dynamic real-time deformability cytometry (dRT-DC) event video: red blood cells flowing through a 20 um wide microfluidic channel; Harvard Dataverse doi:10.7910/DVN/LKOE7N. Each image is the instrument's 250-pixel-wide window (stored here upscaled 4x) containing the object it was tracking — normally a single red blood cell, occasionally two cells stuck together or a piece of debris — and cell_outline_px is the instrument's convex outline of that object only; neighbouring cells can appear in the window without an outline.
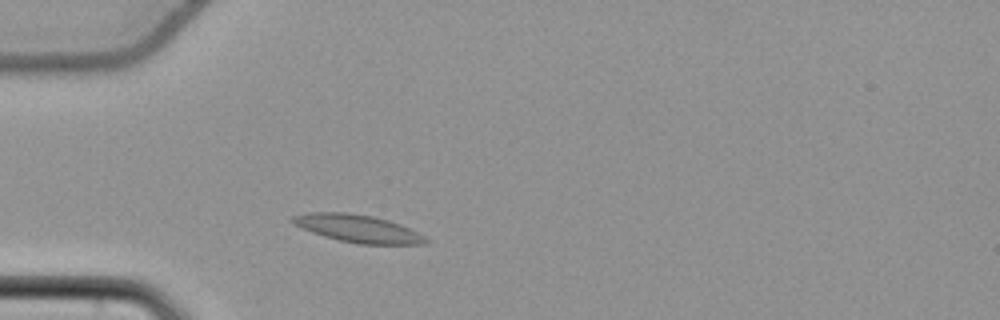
{"species": "common noctule bat (a hibernating species)", "species_latin": "Nyctalus noctula", "temperature_condition": "cold", "stored_images_in_passage": 47, "camera_frame_rate_fps": 3000, "um_per_image_px": 0.085, "animal": {"sex": "female", "body_mass_g": 22.7, "forearm_length_mm": 54.2}, "frame": {"image": 1, "passage_image": 8, "time_ms": 2.333, "image_size_px": [1000, 320], "cell_outline_px": [[432, 240], [428, 244], [360, 244], [340, 240], [324, 236], [312, 232], [288, 220], [292, 216], [308, 212], [348, 212], [372, 216], [388, 220], [400, 224]], "centroid_in_image_um": [30.44, 19.42], "position_along_channel_um": 54.6, "area_um2": 21.33}}
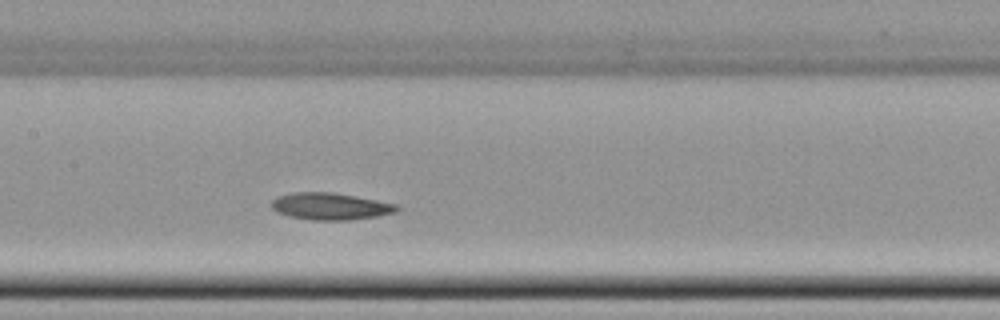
{"frame": {"image": 2, "passage_image": 19, "time_ms": 6.0, "image_size_px": [1000, 320], "cell_outline_px": [[400, 208], [396, 212], [380, 216], [352, 220], [312, 220], [288, 216], [276, 212], [272, 208], [272, 200], [276, 196], [292, 192], [332, 192], [356, 196], [396, 204]], "centroid_in_image_um": [28.07, 17.54], "position_along_channel_um": 179.3, "area_um2": 19.88}}
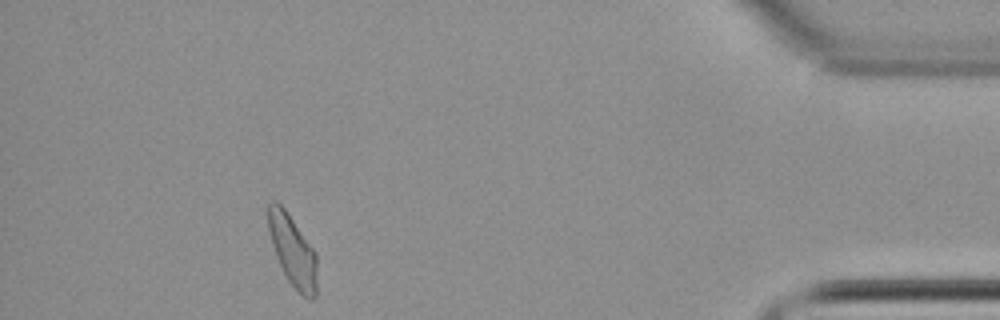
{"frame": {"image": 3, "passage_image": 42, "time_ms": 13.667, "image_size_px": [1000, 320], "cell_outline_px": [[316, 296], [312, 300], [308, 300], [288, 280], [276, 256], [272, 244], [268, 228], [268, 204], [272, 200], [276, 200], [284, 208], [316, 252]], "centroid_in_image_um": [24.87, 21.3], "position_along_channel_um": 410.3, "area_um2": 19.88}, "authors_computed_cell_mechanics": {"area_um2": 19.8832, "velocity_mm_per_s": 3.7378, "shape_relaxation_time_tau1_ms": 7.265, "shape_relaxation_time_tau2_ms": 6.5865, "deformation_change_tau1": 0.1237, "deformation_change_tau2": 0.1029}}